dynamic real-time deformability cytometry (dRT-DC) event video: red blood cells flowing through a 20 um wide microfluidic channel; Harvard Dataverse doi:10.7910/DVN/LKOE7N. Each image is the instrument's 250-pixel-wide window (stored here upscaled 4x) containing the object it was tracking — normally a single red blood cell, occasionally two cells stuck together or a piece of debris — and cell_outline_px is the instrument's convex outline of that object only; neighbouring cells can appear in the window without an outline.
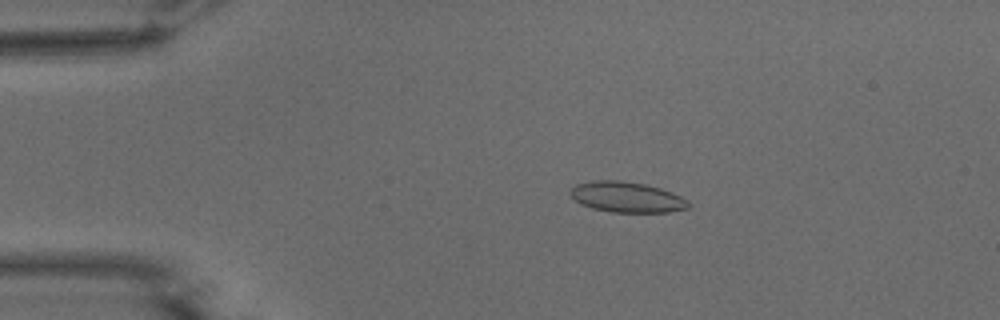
{"species": "common noctule bat (a hibernating species)", "species_latin": "Nyctalus noctula", "temperature_condition": "warm", "stored_images_in_passage": 53, "camera_frame_rate_fps": 3000, "um_per_image_px": 0.085, "animal": {"sex": "male", "body_mass_g": 15.6}, "frame": {"image": 1, "passage_image": 10, "time_ms": 3.0, "image_size_px": [1000, 320], "cell_outline_px": [[692, 204], [688, 208], [668, 212], [612, 212], [592, 208], [580, 204], [568, 192], [576, 184], [592, 180], [620, 180], [644, 184], [660, 188], [672, 192], [688, 200]], "centroid_in_image_um": [53.28, 16.75], "position_along_channel_um": 31.7, "area_um2": 21.1}}
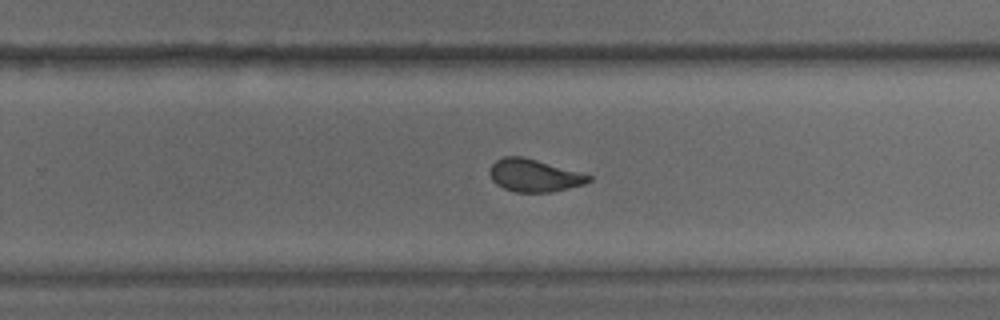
{"frame": {"image": 2, "passage_image": 34, "time_ms": 11.0, "image_size_px": [1000, 320], "cell_outline_px": [[592, 180], [584, 184], [568, 188], [548, 192], [516, 192], [504, 188], [496, 184], [492, 180], [488, 172], [492, 164], [496, 160], [504, 156], [524, 156], [592, 176]], "centroid_in_image_um": [45.37, 14.91], "position_along_channel_um": 284.4, "area_um2": 18.67}}
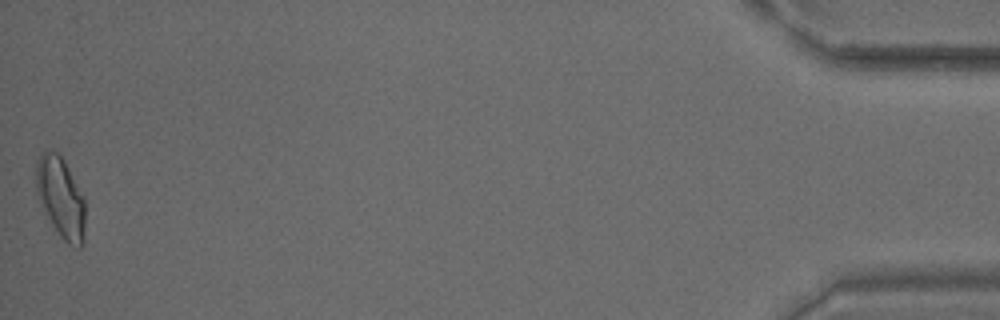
{"frame": {"image": 3, "passage_image": 53, "time_ms": 17.333, "image_size_px": [1000, 320], "cell_outline_px": [[84, 240], [80, 248], [76, 248], [68, 244], [60, 236], [52, 224], [36, 192], [36, 160], [44, 152], [52, 148], [64, 160], [84, 200]], "centroid_in_image_um": [5.16, 16.79], "position_along_channel_um": 430.0, "area_um2": 22.6}, "authors_computed_cell_mechanics": {"area_um2": 20.1144, "velocity_mm_per_s": 3.7694, "shape_relaxation_time_tau1_ms": 11.3375, "shape_relaxation_time_tau2_ms": 0.9792, "deformation_change_tau1": 0.2323, "deformation_change_tau2": 0.0524}}